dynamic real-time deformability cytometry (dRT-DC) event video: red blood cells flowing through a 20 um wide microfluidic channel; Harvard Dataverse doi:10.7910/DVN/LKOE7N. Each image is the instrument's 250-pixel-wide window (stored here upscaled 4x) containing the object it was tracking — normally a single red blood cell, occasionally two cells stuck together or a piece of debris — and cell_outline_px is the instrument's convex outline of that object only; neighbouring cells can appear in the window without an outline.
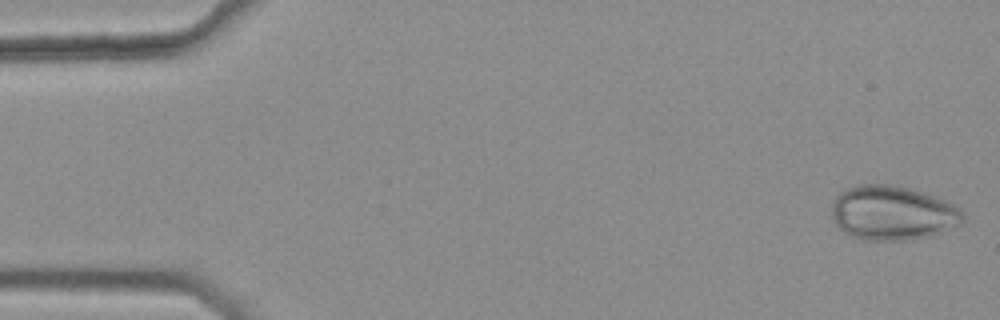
{"species": "common noctule bat (a hibernating species)", "species_latin": "Nyctalus noctula", "temperature_condition": "warm", "stored_images_in_passage": 44, "camera_frame_rate_fps": 3000, "um_per_image_px": 0.085, "animal": {"sex": "female", "body_mass_g": 25.1}, "frame": {"image": 1, "passage_image": 1, "time_ms": 0.0, "image_size_px": [1000, 320], "cell_outline_px": [[964, 220], [960, 224], [932, 236], [912, 240], [860, 240], [844, 232], [836, 224], [832, 216], [832, 204], [836, 196], [840, 192], [856, 184], [892, 184], [924, 192], [956, 204], [964, 212]], "centroid_in_image_um": [75.89, 18.1], "position_along_channel_um": 9.1, "area_um2": 42.08}}
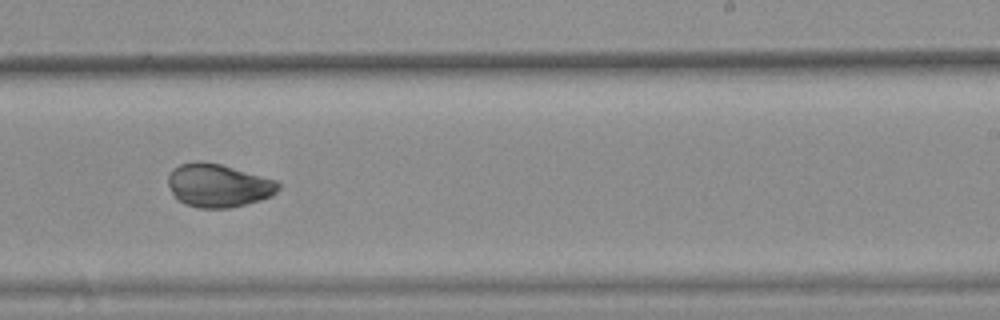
{"frame": {"image": 2, "passage_image": 32, "time_ms": 10.333, "image_size_px": [1000, 320], "cell_outline_px": [[280, 188], [272, 196], [260, 200], [228, 208], [196, 208], [184, 204], [176, 200], [168, 184], [168, 176], [172, 168], [180, 164], [200, 160], [220, 164], [276, 180], [280, 184]], "centroid_in_image_um": [18.52, 15.77], "position_along_channel_um": 270.5, "area_um2": 27.92}}
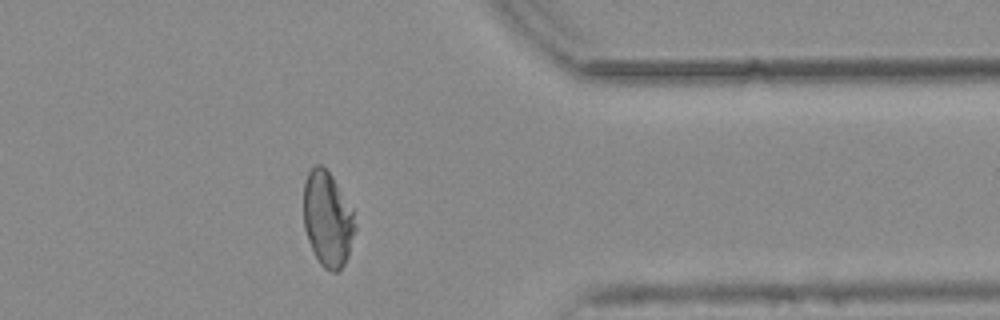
{"frame": {"image": 3, "passage_image": 42, "time_ms": 13.667, "image_size_px": [1000, 320], "cell_outline_px": [[356, 228], [348, 256], [344, 264], [336, 272], [332, 272], [324, 268], [320, 264], [308, 240], [304, 228], [304, 180], [308, 172], [316, 164], [320, 164], [332, 176], [352, 208], [356, 224]], "centroid_in_image_um": [27.85, 18.62], "position_along_channel_um": 383.6, "area_um2": 28.5}, "authors_computed_cell_mechanics": {"area_um2": 29.4202, "velocity_mm_per_s": 3.7997, "shape_relaxation_time_tau1_ms": 7.624, "shape_relaxation_time_tau2_ms": null, "deformation_change_tau1": 0.1705, "deformation_change_tau2": null}}